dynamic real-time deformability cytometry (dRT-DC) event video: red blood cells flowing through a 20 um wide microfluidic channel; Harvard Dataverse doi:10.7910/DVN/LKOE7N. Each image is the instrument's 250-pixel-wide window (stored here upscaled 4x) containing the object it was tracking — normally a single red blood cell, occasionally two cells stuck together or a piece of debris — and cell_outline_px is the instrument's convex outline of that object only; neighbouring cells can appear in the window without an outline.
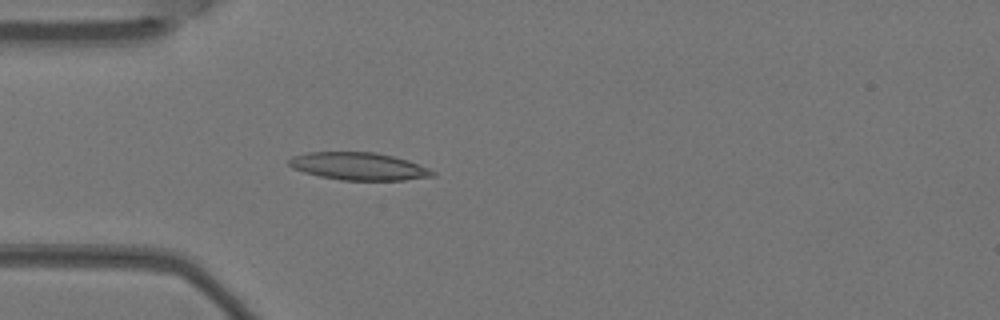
{"species": "Egyptian fruit bat (a non-hibernating species)", "species_latin": "Rousettus aegyptiacus", "temperature_condition": "warm", "stored_images_in_passage": 1, "camera_frame_rate_fps": 3000, "um_per_image_px": 0.085, "animal": {"sex": "female"}, "frame": {"image": 1, "passage_image": 1, "time_ms": 0.0, "image_size_px": [1000, 320], "cell_outline_px": [[436, 176], [404, 180], [340, 180], [320, 176], [304, 172], [292, 168], [288, 164], [288, 160], [292, 156], [308, 152], [376, 152], [408, 160], [428, 168], [436, 172]], "centroid_in_image_um": [30.49, 14.13], "position_along_channel_um": 54.5, "area_um2": 23.12}}